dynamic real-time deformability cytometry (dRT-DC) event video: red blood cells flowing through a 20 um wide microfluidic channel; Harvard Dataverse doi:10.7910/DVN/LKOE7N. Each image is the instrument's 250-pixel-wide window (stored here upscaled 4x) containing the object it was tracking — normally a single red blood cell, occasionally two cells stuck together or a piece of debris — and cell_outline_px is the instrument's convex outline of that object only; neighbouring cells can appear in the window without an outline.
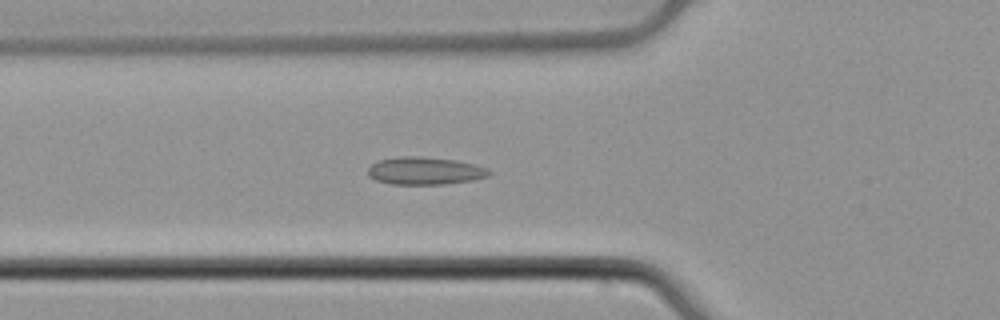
{"species": "common noctule bat (a hibernating species)", "species_latin": "Nyctalus noctula", "temperature_condition": "cold", "stored_images_in_passage": 41, "camera_frame_rate_fps": 3000, "um_per_image_px": 0.085, "animal": {"sex": "male", "body_mass_g": 21.5, "forearm_length_mm": 52.0}, "frame": {"image": 1, "passage_image": 6, "time_ms": 1.667, "image_size_px": [1000, 320], "cell_outline_px": [[492, 172], [488, 176], [472, 180], [444, 184], [392, 184], [376, 180], [368, 176], [368, 168], [372, 164], [380, 160], [400, 156], [420, 156], [456, 160], [488, 168]], "centroid_in_image_um": [36.11, 14.52], "position_along_channel_um": 89.7, "area_um2": 19.42}}
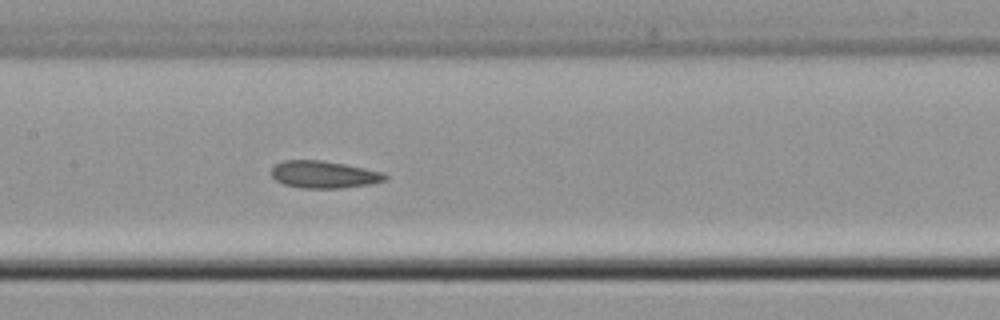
{"frame": {"image": 2, "passage_image": 13, "time_ms": 4.0, "image_size_px": [1000, 320], "cell_outline_px": [[388, 180], [372, 184], [340, 188], [300, 188], [284, 184], [276, 180], [272, 176], [272, 168], [276, 164], [284, 160], [320, 160], [344, 164], [384, 172], [388, 176]], "centroid_in_image_um": [27.57, 14.84], "position_along_channel_um": 179.8, "area_um2": 18.09}}
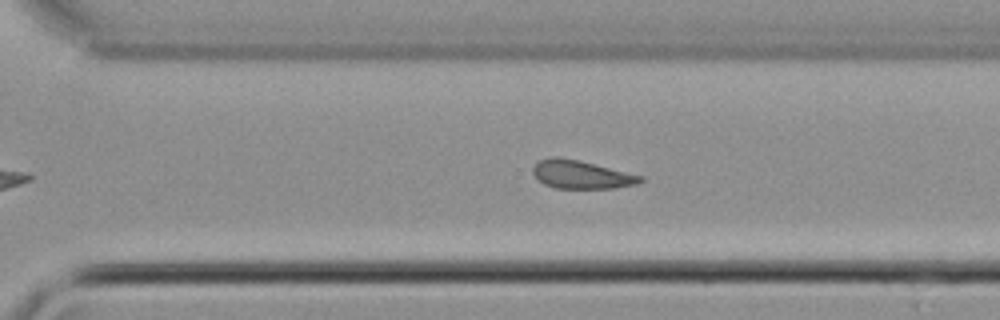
{"frame": {"image": 3, "passage_image": 24, "time_ms": 7.667, "image_size_px": [1000, 320], "cell_outline_px": [[644, 180], [636, 184], [612, 188], [556, 188], [544, 184], [532, 172], [532, 168], [540, 160], [548, 156], [556, 156], [580, 160], [644, 176]], "centroid_in_image_um": [49.41, 14.82], "position_along_channel_um": 321.2, "area_um2": 17.69}}